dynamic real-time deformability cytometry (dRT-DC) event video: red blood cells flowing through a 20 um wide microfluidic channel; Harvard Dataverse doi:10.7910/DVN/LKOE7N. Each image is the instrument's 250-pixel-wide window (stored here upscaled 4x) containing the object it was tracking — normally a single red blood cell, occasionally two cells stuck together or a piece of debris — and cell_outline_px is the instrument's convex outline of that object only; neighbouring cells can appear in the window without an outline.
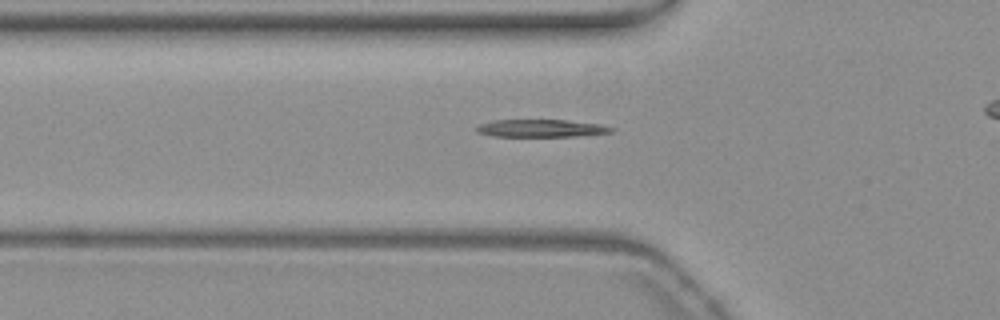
{"species": "common noctule bat (a hibernating species)", "species_latin": "Nyctalus noctula", "temperature_condition": "warm", "stored_images_in_passage": 48, "camera_frame_rate_fps": 3000, "um_per_image_px": 0.085, "animal": {"sex": "female", "body_mass_g": 19.3, "forearm_length_mm": 54.1}, "frame": {"image": 1, "passage_image": 19, "time_ms": 6.0, "image_size_px": [1000, 320], "cell_outline_px": [[616, 128], [612, 132], [576, 136], [492, 136], [476, 132], [472, 128], [480, 124], [492, 120], [564, 120], [600, 124]], "centroid_in_image_um": [45.94, 10.9], "position_along_channel_um": 79.9, "area_um2": 13.81}}
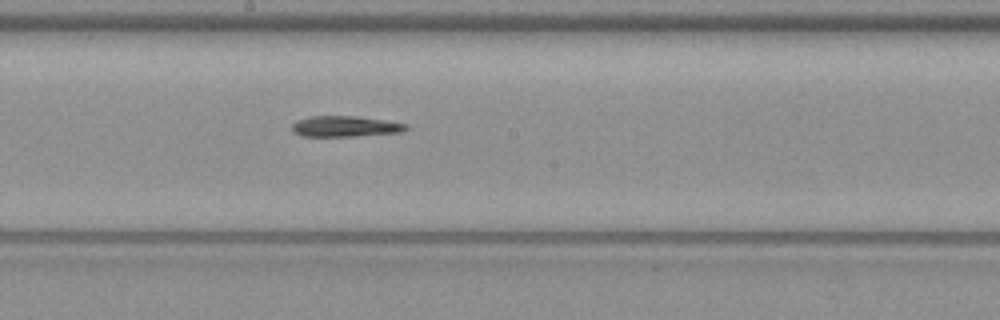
{"frame": {"image": 2, "passage_image": 30, "time_ms": 9.667, "image_size_px": [1000, 320], "cell_outline_px": [[408, 128], [400, 132], [356, 136], [300, 136], [292, 132], [292, 124], [296, 120], [312, 116], [356, 116], [384, 120], [408, 124]], "centroid_in_image_um": [29.3, 10.74], "position_along_channel_um": 218.9, "area_um2": 13.81}}
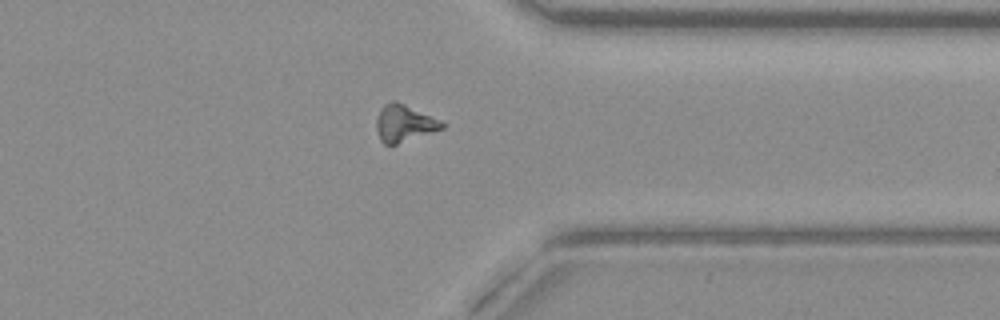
{"frame": {"image": 3, "passage_image": 43, "time_ms": 14.0, "image_size_px": [1000, 320], "cell_outline_px": [[444, 128], [396, 144], [384, 144], [380, 140], [376, 128], [376, 120], [384, 104], [392, 100], [396, 100], [440, 120], [444, 124]], "centroid_in_image_um": [34.34, 10.47], "position_along_channel_um": 377.1, "area_um2": 13.87}, "authors_computed_cell_mechanics": {"area_um2": 13.9009, "velocity_mm_per_s": 3.7754, "shape_relaxation_time_tau1_ms": 5.2263, "shape_relaxation_time_tau2_ms": null, "deformation_change_tau1": 0.1989, "deformation_change_tau2": null}}